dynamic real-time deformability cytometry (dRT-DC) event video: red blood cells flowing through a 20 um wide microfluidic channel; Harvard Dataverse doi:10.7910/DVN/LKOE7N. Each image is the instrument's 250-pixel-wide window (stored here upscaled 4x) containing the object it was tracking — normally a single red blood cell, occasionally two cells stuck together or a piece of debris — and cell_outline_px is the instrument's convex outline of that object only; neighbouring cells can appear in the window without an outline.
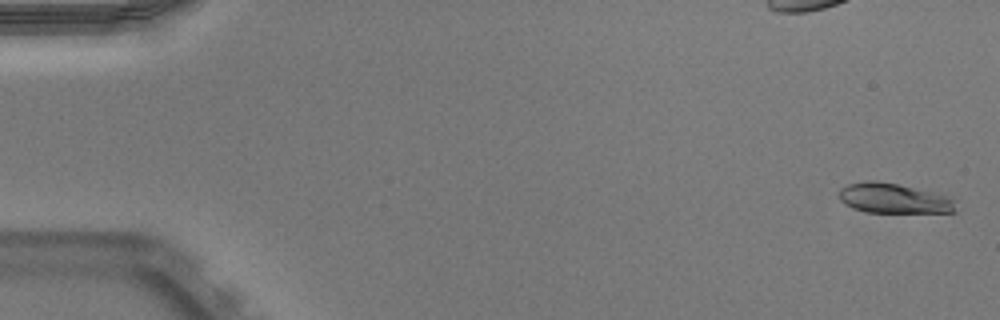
{"species": "Egyptian fruit bat (a non-hibernating species)", "species_latin": "Rousettus aegyptiacus", "temperature_condition": "warm", "stored_images_in_passage": 53, "camera_frame_rate_fps": 3000, "um_per_image_px": 0.085, "animal": {"sex": "male"}, "frame": {"image": 1, "passage_image": 2, "time_ms": 0.333, "image_size_px": [1000, 320], "cell_outline_px": [[956, 212], [864, 212], [852, 208], [844, 204], [840, 200], [840, 188], [848, 184], [868, 180], [876, 180], [896, 184], [944, 196], [952, 200]], "centroid_in_image_um": [75.85, 16.87], "position_along_channel_um": 9.2, "area_um2": 19.83}}
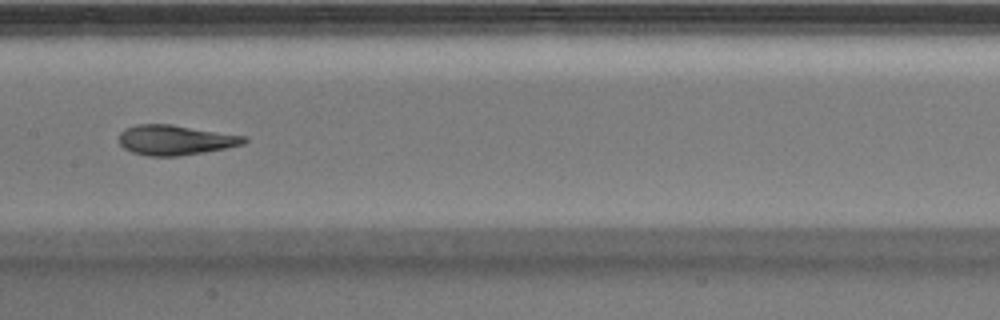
{"frame": {"image": 2, "passage_image": 27, "time_ms": 8.667, "image_size_px": [1000, 320], "cell_outline_px": [[248, 140], [244, 144], [224, 148], [176, 156], [148, 156], [132, 152], [124, 148], [120, 144], [120, 132], [124, 128], [136, 124], [172, 124], [244, 136]], "centroid_in_image_um": [14.85, 11.89], "position_along_channel_um": 192.5, "area_um2": 21.62}}
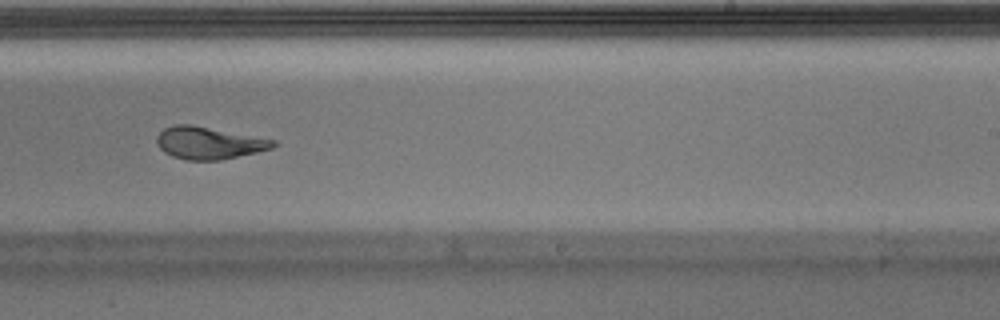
{"frame": {"image": 3, "passage_image": 33, "time_ms": 10.667, "image_size_px": [1000, 320], "cell_outline_px": [[276, 144], [272, 148], [256, 152], [220, 160], [188, 160], [172, 156], [164, 152], [160, 148], [156, 140], [156, 136], [164, 128], [176, 124], [192, 124], [276, 140]], "centroid_in_image_um": [17.73, 12.14], "position_along_channel_um": 271.3, "area_um2": 21.79}, "authors_computed_cell_mechanics": {"area_um2": 21.7906, "velocity_mm_per_s": 3.948, "shape_relaxation_time_tau1_ms": 6.0653, "shape_relaxation_time_tau2_ms": 1.0658, "deformation_change_tau1": 0.2568, "deformation_change_tau2": 0.0835}}